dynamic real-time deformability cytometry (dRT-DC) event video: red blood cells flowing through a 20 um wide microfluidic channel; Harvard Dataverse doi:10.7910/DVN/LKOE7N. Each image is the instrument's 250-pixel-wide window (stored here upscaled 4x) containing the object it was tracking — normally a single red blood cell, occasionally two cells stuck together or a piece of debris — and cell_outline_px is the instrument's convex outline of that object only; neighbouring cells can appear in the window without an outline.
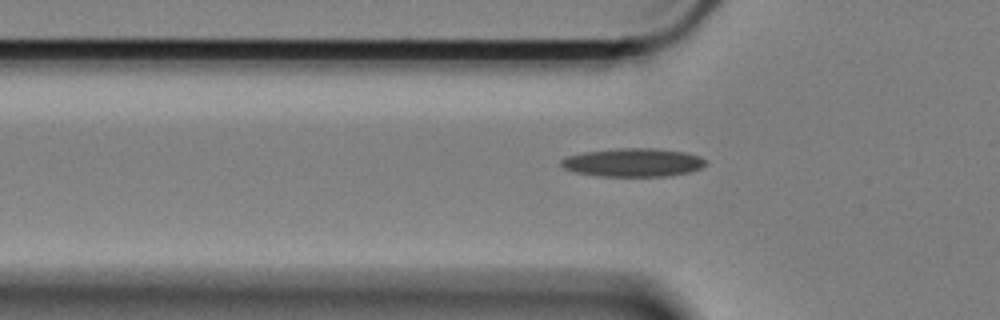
{"species": "Egyptian fruit bat (a non-hibernating species)", "species_latin": "Rousettus aegyptiacus", "temperature_condition": "cold", "stored_images_in_passage": 47, "camera_frame_rate_fps": 3000, "um_per_image_px": 0.085, "animal": {"sex": "female"}, "frame": {"image": 1, "passage_image": 12, "time_ms": 3.667, "image_size_px": [1000, 320], "cell_outline_px": [[708, 160], [700, 168], [688, 172], [668, 176], [600, 176], [576, 172], [564, 168], [560, 164], [560, 160], [568, 156], [584, 152], [620, 148], [652, 148], [684, 152], [700, 156]], "centroid_in_image_um": [53.82, 13.81], "position_along_channel_um": 72.0, "area_um2": 23.76}}
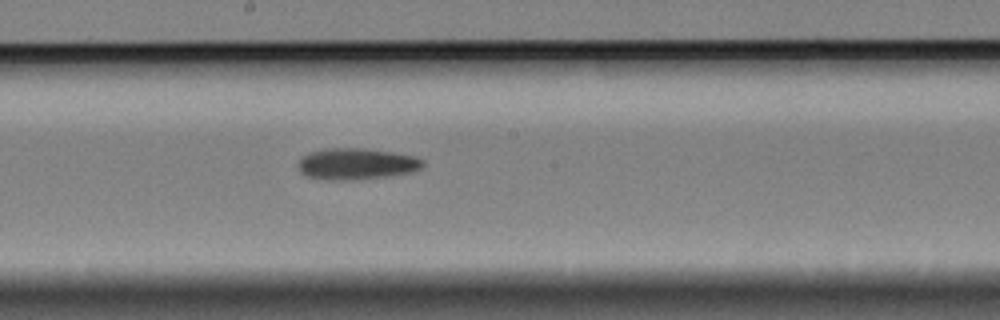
{"frame": {"image": 2, "passage_image": 25, "time_ms": 8.0, "image_size_px": [1000, 320], "cell_outline_px": [[424, 164], [420, 168], [412, 172], [388, 176], [356, 180], [324, 180], [304, 176], [300, 172], [296, 164], [308, 152], [324, 148], [364, 148], [392, 152], [416, 156], [424, 160]], "centroid_in_image_um": [30.26, 13.93], "position_along_channel_um": 217.9, "area_um2": 23.18}}
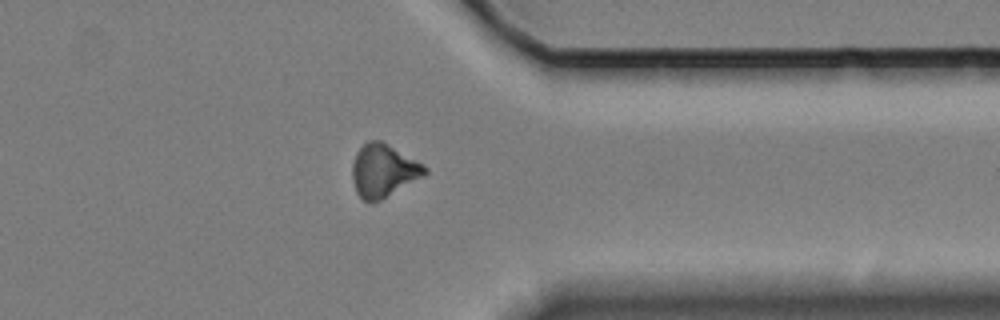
{"frame": {"image": 3, "passage_image": 40, "time_ms": 13.0, "image_size_px": [1000, 320], "cell_outline_px": [[428, 172], [424, 176], [380, 200], [364, 200], [356, 192], [352, 180], [352, 164], [356, 152], [368, 140], [380, 140], [424, 164], [428, 168]], "centroid_in_image_um": [32.59, 14.48], "position_along_channel_um": 378.8, "area_um2": 22.14}}